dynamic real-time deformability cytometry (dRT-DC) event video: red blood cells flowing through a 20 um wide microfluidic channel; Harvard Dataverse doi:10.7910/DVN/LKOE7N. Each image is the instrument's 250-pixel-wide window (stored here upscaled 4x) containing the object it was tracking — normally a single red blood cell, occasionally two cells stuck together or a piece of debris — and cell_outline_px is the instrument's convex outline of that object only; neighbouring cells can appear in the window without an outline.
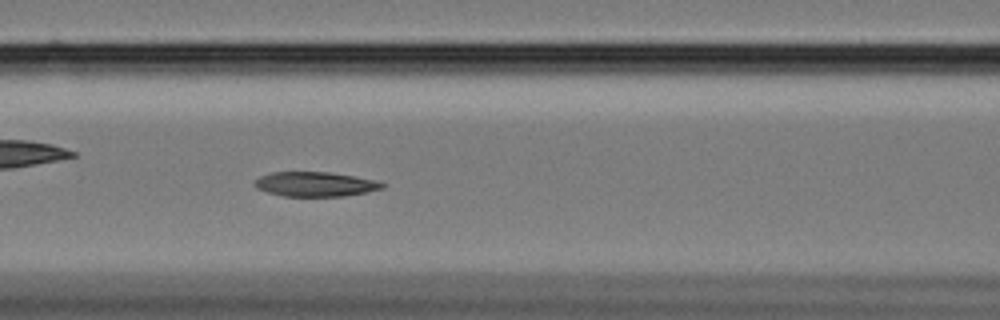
{"species": "Egyptian fruit bat (a non-hibernating species)", "species_latin": "Rousettus aegyptiacus", "temperature_condition": "cold", "stored_images_in_passage": 59, "camera_frame_rate_fps": 3000, "um_per_image_px": 0.085, "animal": {"sex": "female"}, "frame": {"image": 1, "passage_image": 25, "time_ms": 8.0, "image_size_px": [1000, 320], "cell_outline_px": [[384, 188], [368, 192], [344, 196], [284, 196], [268, 192], [256, 188], [252, 184], [260, 176], [272, 172], [328, 172], [352, 176], [372, 180], [384, 184]], "centroid_in_image_um": [26.75, 15.66], "position_along_channel_um": 139.8, "area_um2": 18.09}}
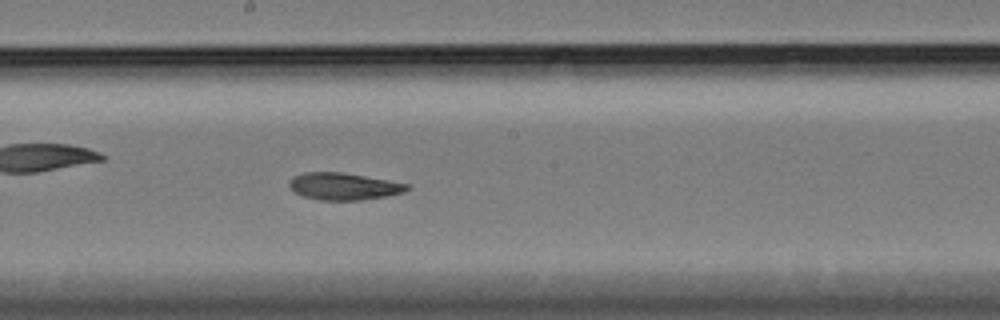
{"frame": {"image": 2, "passage_image": 32, "time_ms": 10.333, "image_size_px": [1000, 320], "cell_outline_px": [[412, 188], [404, 192], [384, 196], [360, 200], [320, 200], [304, 196], [292, 192], [288, 188], [288, 184], [292, 176], [304, 172], [340, 172], [412, 184]], "centroid_in_image_um": [29.19, 15.83], "position_along_channel_um": 219.0, "area_um2": 18.73}}
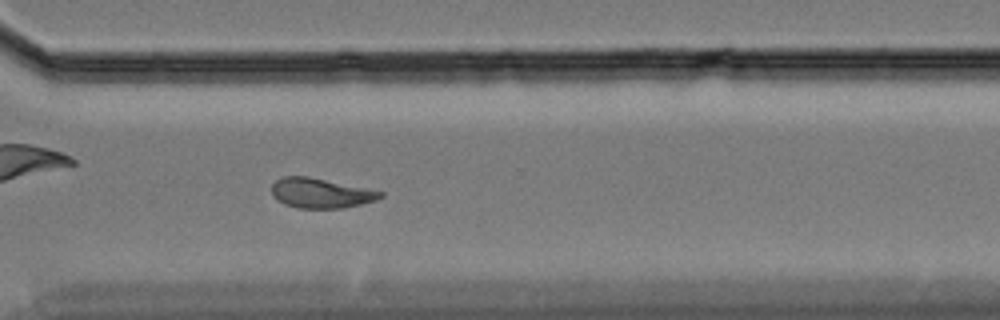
{"frame": {"image": 3, "passage_image": 43, "time_ms": 14.0, "image_size_px": [1000, 320], "cell_outline_px": [[384, 196], [376, 200], [344, 208], [296, 208], [284, 204], [276, 200], [272, 196], [272, 184], [276, 180], [284, 176], [308, 176], [384, 192]], "centroid_in_image_um": [27.23, 16.42], "position_along_channel_um": 343.4, "area_um2": 18.9}, "authors_computed_cell_mechanics": {"area_um2": 19.4786, "velocity_mm_per_s": 3.3962, "shape_relaxation_time_tau1_ms": null, "shape_relaxation_time_tau2_ms": 7.3346, "deformation_change_tau1": null, "deformation_change_tau2": 0.1229}}